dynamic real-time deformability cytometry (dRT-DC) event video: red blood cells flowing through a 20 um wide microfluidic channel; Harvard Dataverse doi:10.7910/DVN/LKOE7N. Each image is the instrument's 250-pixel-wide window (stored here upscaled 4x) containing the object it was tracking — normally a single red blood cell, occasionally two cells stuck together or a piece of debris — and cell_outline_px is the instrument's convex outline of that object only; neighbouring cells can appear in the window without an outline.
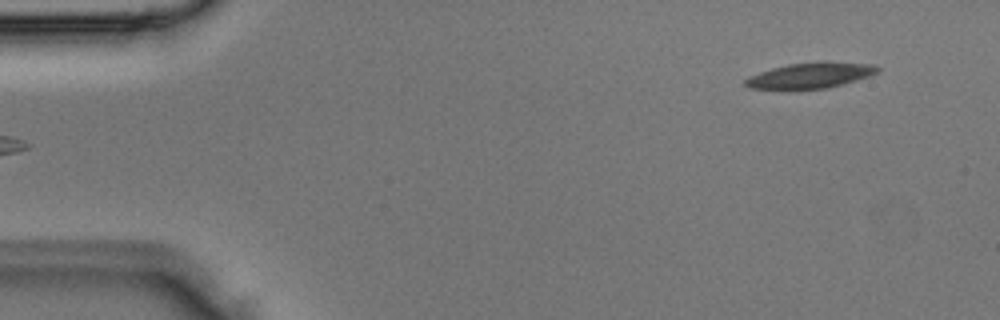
{"species": "Egyptian fruit bat (a non-hibernating species)", "species_latin": "Rousettus aegyptiacus", "temperature_condition": "room temperature", "stored_images_in_passage": 4, "camera_frame_rate_fps": 3000, "um_per_image_px": 0.085, "animal": {"sex": "male"}, "frame": {"image": 1, "passage_image": 4, "time_ms": 1.0, "image_size_px": [1000, 320], "cell_outline_px": [[880, 68], [876, 72], [868, 76], [828, 88], [788, 92], [748, 88], [744, 84], [744, 80], [748, 76], [772, 68], [788, 64], [824, 60], [828, 60], [876, 64]], "centroid_in_image_um": [68.81, 6.43], "position_along_channel_um": 16.2, "area_um2": 20.87}}